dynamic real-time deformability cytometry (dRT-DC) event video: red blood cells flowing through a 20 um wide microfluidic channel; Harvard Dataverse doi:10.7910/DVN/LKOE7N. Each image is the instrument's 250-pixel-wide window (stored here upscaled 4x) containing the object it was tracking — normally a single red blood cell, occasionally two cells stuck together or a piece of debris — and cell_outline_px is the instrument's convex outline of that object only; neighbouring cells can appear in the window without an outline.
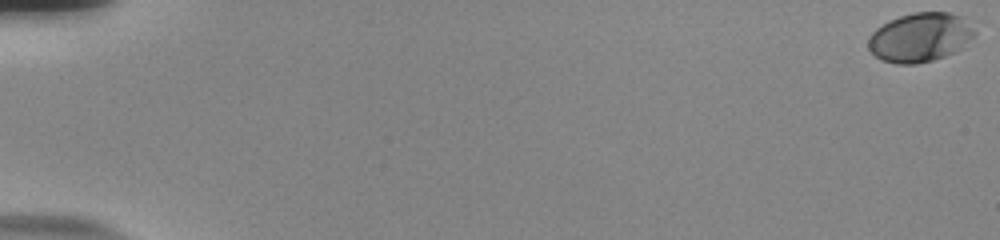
{"species": "human", "species_latin": "Homo sapiens", "temperature_condition": "room temperature", "stored_images_in_passage": 58, "camera_frame_rate_fps": 3000, "um_per_image_px": 0.085, "donor": {"sex": "male"}, "frame": {"image": 1, "passage_image": 1, "time_ms": 0.0, "image_size_px": [1000, 240], "cell_outline_px": [[976, 32], [960, 48], [944, 56], [932, 60], [916, 64], [896, 64], [884, 60], [876, 56], [868, 48], [868, 36], [876, 28], [900, 16], [912, 12], [948, 12], [964, 16]], "centroid_in_image_um": [78.19, 3.16], "position_along_channel_um": 6.8, "area_um2": 30.11}}
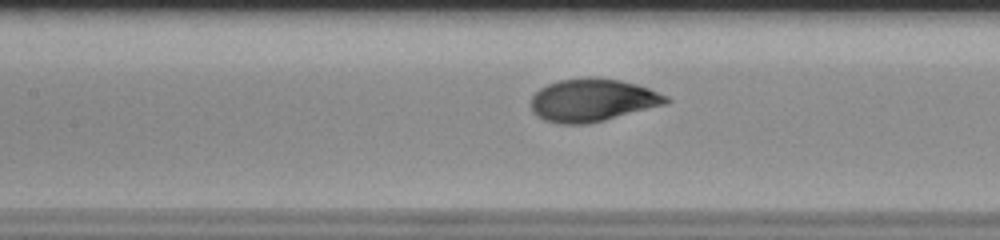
{"frame": {"image": 2, "passage_image": 29, "time_ms": 9.333, "image_size_px": [1000, 240], "cell_outline_px": [[672, 100], [664, 104], [588, 124], [564, 124], [548, 120], [540, 116], [532, 108], [532, 96], [540, 88], [548, 84], [560, 80], [592, 76], [600, 76], [620, 80], [636, 84], [648, 88], [668, 96]], "centroid_in_image_um": [50.39, 8.48], "position_along_channel_um": 157.0, "area_um2": 33.23}}
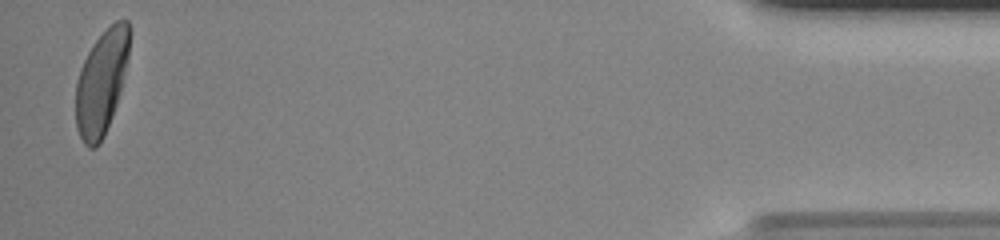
{"frame": {"image": 3, "passage_image": 57, "time_ms": 18.667, "image_size_px": [1000, 240], "cell_outline_px": [[128, 60], [116, 104], [104, 136], [100, 144], [96, 148], [88, 148], [84, 144], [76, 128], [76, 84], [80, 68], [88, 52], [96, 40], [116, 20], [128, 20]], "centroid_in_image_um": [8.6, 7.06], "position_along_channel_um": 426.6, "area_um2": 32.02}, "authors_computed_cell_mechanics": {"area_um2": 31.8478, "velocity_mm_per_s": 3.7041, "shape_relaxation_time_tau1_ms": 2.5529, "shape_relaxation_time_tau2_ms": null, "deformation_change_tau1": 0.1565, "deformation_change_tau2": null}}